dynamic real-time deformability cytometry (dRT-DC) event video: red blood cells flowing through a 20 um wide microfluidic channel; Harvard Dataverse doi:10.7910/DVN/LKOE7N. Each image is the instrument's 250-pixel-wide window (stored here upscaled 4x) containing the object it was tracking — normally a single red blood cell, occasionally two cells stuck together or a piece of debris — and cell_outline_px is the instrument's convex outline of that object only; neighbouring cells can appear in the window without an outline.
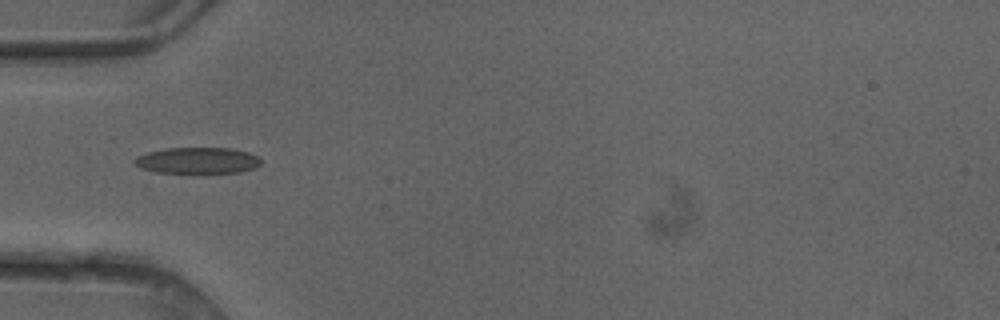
{"species": "common noctule bat (a hibernating species)", "species_latin": "Nyctalus noctula", "temperature_condition": "cold", "stored_images_in_passage": 6, "camera_frame_rate_fps": 3000, "um_per_image_px": 0.085, "animal": {"sex": "female"}, "frame": {"image": 1, "passage_image": 6, "time_ms": 1.667, "image_size_px": [1000, 320], "cell_outline_px": [[260, 164], [252, 168], [240, 172], [200, 176], [196, 176], [156, 172], [140, 168], [132, 160], [136, 156], [148, 152], [168, 148], [232, 148], [248, 152], [260, 156]], "centroid_in_image_um": [16.78, 13.7], "position_along_channel_um": 68.2, "area_um2": 20.4}}